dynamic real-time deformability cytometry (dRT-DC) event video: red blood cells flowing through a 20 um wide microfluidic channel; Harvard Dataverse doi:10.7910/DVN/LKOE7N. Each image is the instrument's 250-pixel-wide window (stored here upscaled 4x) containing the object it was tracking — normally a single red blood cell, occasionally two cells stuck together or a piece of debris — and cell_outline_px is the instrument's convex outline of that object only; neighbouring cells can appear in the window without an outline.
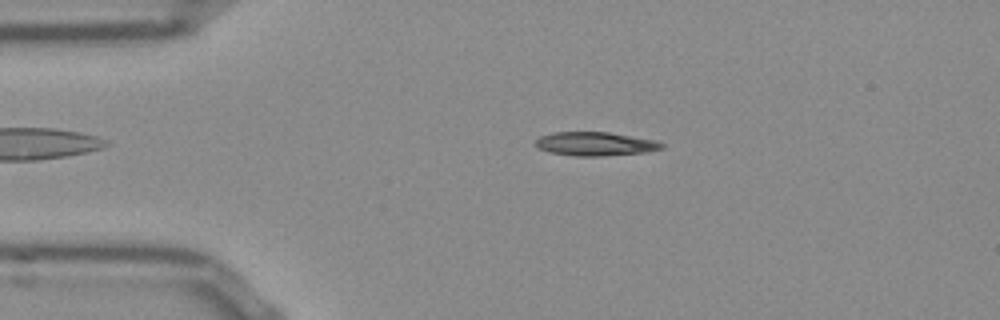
{"species": "Egyptian fruit bat (a non-hibernating species)", "species_latin": "Rousettus aegyptiacus", "temperature_condition": "room temperature", "stored_images_in_passage": 45, "camera_frame_rate_fps": 3000, "um_per_image_px": 0.085, "frame": {"image": 1, "passage_image": 8, "time_ms": 2.333, "image_size_px": [1000, 320], "cell_outline_px": [[664, 148], [644, 152], [604, 156], [576, 156], [552, 152], [540, 148], [536, 144], [536, 140], [540, 136], [556, 132], [608, 132], [656, 140], [664, 144]], "centroid_in_image_um": [50.64, 12.22], "position_along_channel_um": 34.4, "area_um2": 17.22}}
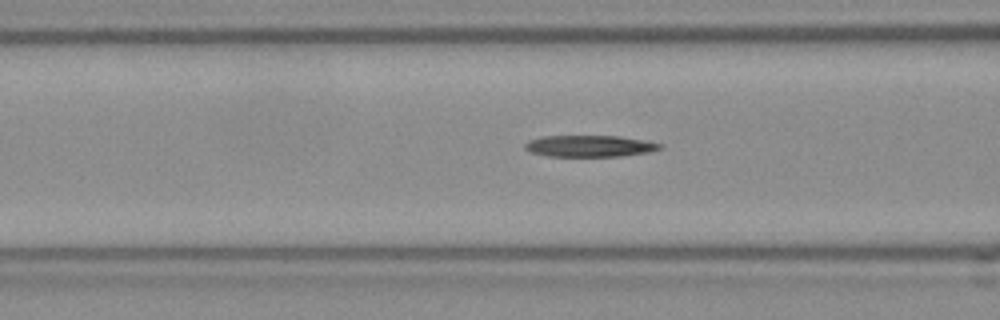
{"frame": {"image": 2, "passage_image": 17, "time_ms": 5.333, "image_size_px": [1000, 320], "cell_outline_px": [[664, 148], [648, 152], [620, 156], [548, 156], [532, 152], [524, 148], [524, 144], [528, 140], [544, 136], [620, 136], [664, 144]], "centroid_in_image_um": [50.14, 12.41], "position_along_channel_um": 116.5, "area_um2": 16.88}}
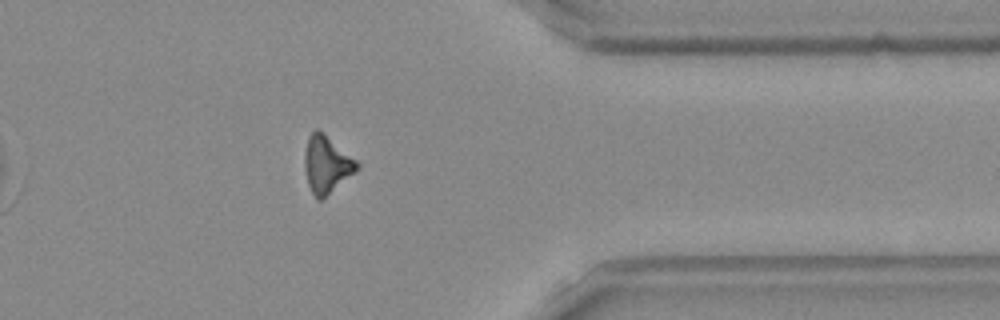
{"frame": {"image": 3, "passage_image": 39, "time_ms": 12.667, "image_size_px": [1000, 320], "cell_outline_px": [[360, 168], [356, 172], [320, 200], [316, 200], [308, 184], [304, 168], [304, 152], [308, 136], [316, 128], [324, 132], [356, 160], [360, 164]], "centroid_in_image_um": [27.75, 13.95], "position_along_channel_um": 383.6, "area_um2": 17.51}, "authors_computed_cell_mechanics": {"area_um2": 16.8776, "velocity_mm_per_s": 3.8515, "shape_relaxation_time_tau1_ms": 7.7939, "shape_relaxation_time_tau2_ms": 8.1036, "deformation_change_tau1": 0.1905, "deformation_change_tau2": 0.2297}}